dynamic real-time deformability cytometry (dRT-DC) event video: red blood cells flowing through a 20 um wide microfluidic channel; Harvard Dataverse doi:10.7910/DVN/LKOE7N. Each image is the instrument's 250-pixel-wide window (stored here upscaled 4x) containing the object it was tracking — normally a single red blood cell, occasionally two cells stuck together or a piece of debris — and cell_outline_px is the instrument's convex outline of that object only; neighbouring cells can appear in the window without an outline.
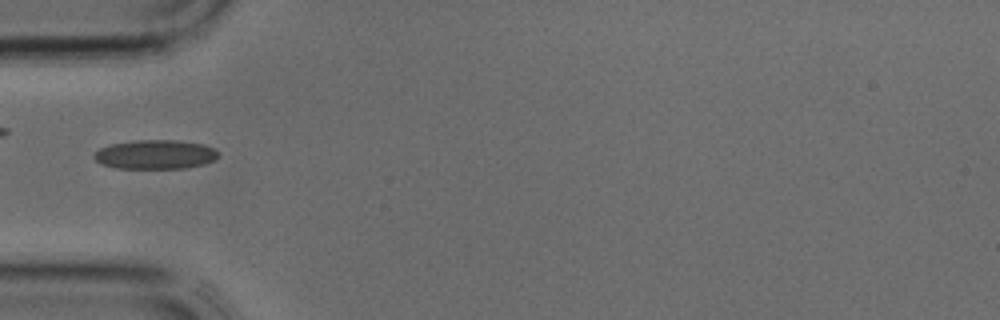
{"species": "common noctule bat (a hibernating species)", "species_latin": "Nyctalus noctula", "temperature_condition": "cold", "stored_images_in_passage": 27, "camera_frame_rate_fps": 3000, "um_per_image_px": 0.085, "animal": {"sex": "male", "body_mass_g": 17.9, "forearm_length_mm": 54.2}, "frame": {"image": 1, "passage_image": 1, "time_ms": 0.0, "image_size_px": [1000, 320], "cell_outline_px": [[216, 156], [212, 160], [204, 164], [184, 168], [116, 168], [100, 164], [92, 156], [92, 152], [100, 148], [112, 144], [136, 140], [176, 140], [204, 144], [216, 148]], "centroid_in_image_um": [13.15, 13.12], "position_along_channel_um": 71.9, "area_um2": 21.1}}